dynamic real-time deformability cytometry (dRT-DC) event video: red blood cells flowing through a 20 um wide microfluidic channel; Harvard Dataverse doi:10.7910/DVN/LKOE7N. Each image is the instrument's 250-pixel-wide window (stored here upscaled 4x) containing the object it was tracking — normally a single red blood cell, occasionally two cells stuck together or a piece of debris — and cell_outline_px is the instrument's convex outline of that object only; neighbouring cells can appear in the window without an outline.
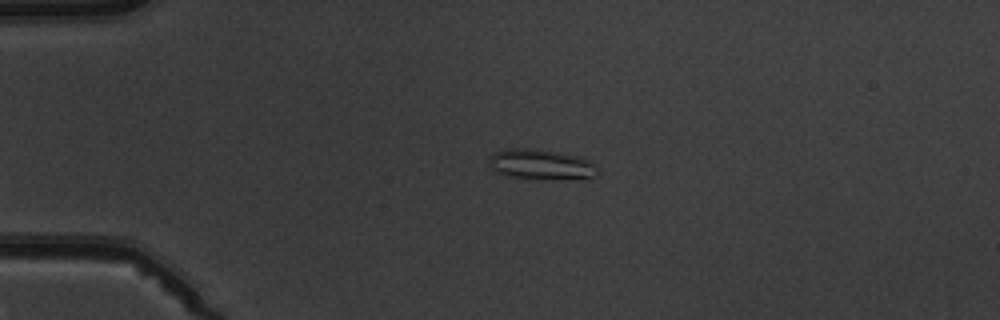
{"species": "common noctule bat (a hibernating species)", "species_latin": "Nyctalus noctula", "temperature_condition": "warm", "stored_images_in_passage": 2, "camera_frame_rate_fps": 3000, "um_per_image_px": 0.085, "animal": {"sex": "male", "body_mass_g": 19.5, "forearm_length_mm": 54.6}, "frame": {"image": 1, "passage_image": 1, "time_ms": 0.0, "image_size_px": [1000, 320], "cell_outline_px": [[596, 176], [588, 180], [528, 180], [508, 176], [496, 172], [492, 168], [488, 160], [488, 156], [496, 152], [508, 148], [528, 148], [580, 156], [588, 160], [596, 168]], "centroid_in_image_um": [46.0, 14.03], "position_along_channel_um": 39.0, "area_um2": 19.77}}